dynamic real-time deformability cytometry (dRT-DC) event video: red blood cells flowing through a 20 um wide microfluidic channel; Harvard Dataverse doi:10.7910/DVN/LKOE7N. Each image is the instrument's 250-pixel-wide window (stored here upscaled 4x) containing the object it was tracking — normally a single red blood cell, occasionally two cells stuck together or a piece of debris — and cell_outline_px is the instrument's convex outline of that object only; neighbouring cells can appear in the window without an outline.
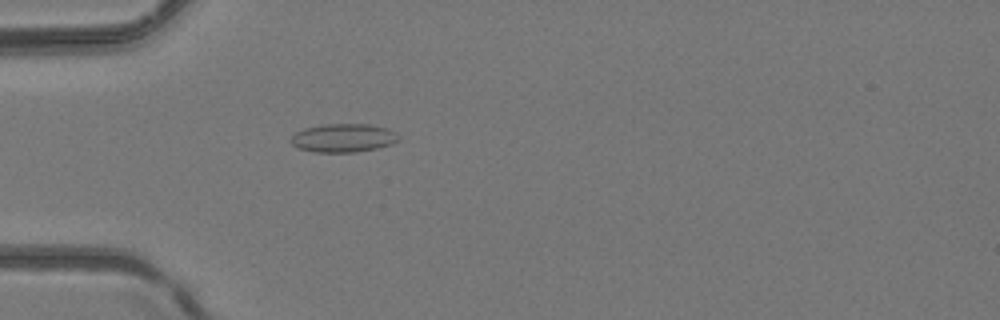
{"species": "common noctule bat (a hibernating species)", "species_latin": "Nyctalus noctula", "temperature_condition": "room temperature", "stored_images_in_passage": 1, "camera_frame_rate_fps": 3000, "um_per_image_px": 0.085, "animal": {"sex": "female", "body_mass_g": 24.6, "forearm_length_mm": 56.2}, "frame": {"image": 1, "passage_image": 1, "time_ms": 0.0, "image_size_px": [1000, 320], "cell_outline_px": [[400, 140], [392, 144], [376, 148], [356, 152], [316, 152], [300, 148], [292, 144], [288, 140], [296, 132], [304, 128], [324, 124], [368, 124], [388, 128], [396, 132], [400, 136]], "centroid_in_image_um": [29.21, 11.72], "position_along_channel_um": 55.8, "area_um2": 17.98}}